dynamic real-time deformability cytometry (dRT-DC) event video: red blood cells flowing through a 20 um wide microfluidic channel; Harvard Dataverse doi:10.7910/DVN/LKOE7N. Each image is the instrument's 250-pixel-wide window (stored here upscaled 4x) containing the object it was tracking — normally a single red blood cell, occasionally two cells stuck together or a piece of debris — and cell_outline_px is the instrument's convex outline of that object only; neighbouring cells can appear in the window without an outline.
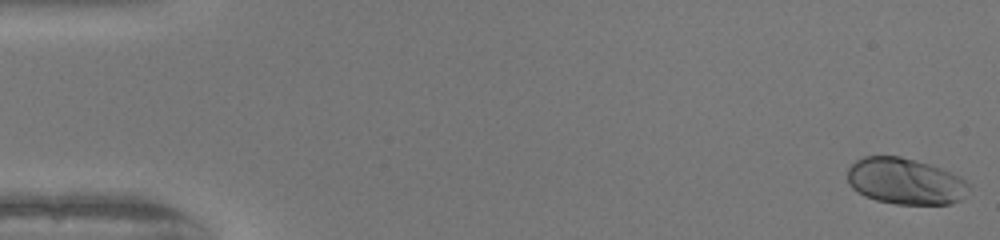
{"species": "human", "species_latin": "Homo sapiens", "temperature_condition": "warm", "stored_images_in_passage": 52, "camera_frame_rate_fps": 3000, "um_per_image_px": 0.085, "donor": {"sex": "female"}, "frame": {"image": 1, "passage_image": 1, "time_ms": 0.0, "image_size_px": [1000, 240], "cell_outline_px": [[972, 184], [960, 200], [952, 204], [896, 204], [876, 200], [864, 196], [852, 188], [848, 184], [848, 168], [856, 160], [864, 156], [900, 156], [916, 160], [940, 168], [960, 176]], "centroid_in_image_um": [76.95, 15.41], "position_along_channel_um": 8.1, "area_um2": 32.89}}
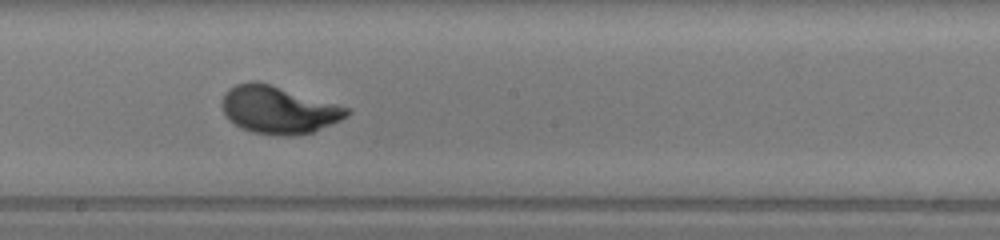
{"frame": {"image": 2, "passage_image": 29, "time_ms": 9.333, "image_size_px": [1000, 240], "cell_outline_px": [[352, 112], [348, 116], [340, 120], [312, 132], [292, 136], [284, 136], [252, 132], [240, 128], [228, 120], [224, 116], [220, 104], [224, 92], [228, 88], [236, 84], [248, 80], [256, 80], [352, 108]], "centroid_in_image_um": [23.63, 9.32], "position_along_channel_um": 224.6, "area_um2": 35.08}}
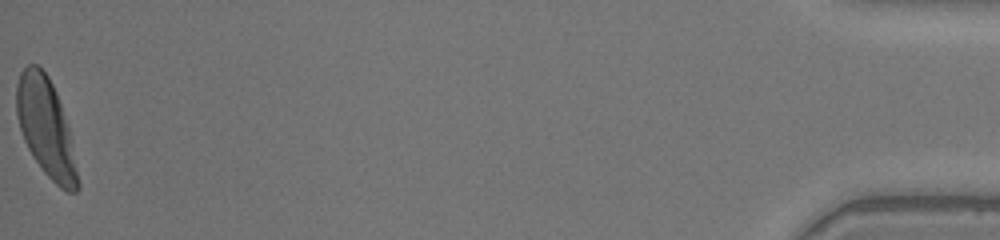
{"frame": {"image": 3, "passage_image": 52, "time_ms": 17.0, "image_size_px": [1000, 240], "cell_outline_px": [[80, 188], [76, 192], [68, 192], [60, 188], [44, 172], [32, 156], [24, 140], [20, 128], [16, 112], [16, 84], [20, 72], [28, 64], [36, 64], [48, 76], [56, 92], [68, 128], [80, 184]], "centroid_in_image_um": [3.89, 10.85], "position_along_channel_um": 431.3, "area_um2": 34.62}, "authors_computed_cell_mechanics": {"area_um2": 33.4373, "velocity_mm_per_s": 4.0462, "shape_relaxation_time_tau1_ms": 2.16, "shape_relaxation_time_tau2_ms": null, "deformation_change_tau1": 0.1581, "deformation_change_tau2": null}}